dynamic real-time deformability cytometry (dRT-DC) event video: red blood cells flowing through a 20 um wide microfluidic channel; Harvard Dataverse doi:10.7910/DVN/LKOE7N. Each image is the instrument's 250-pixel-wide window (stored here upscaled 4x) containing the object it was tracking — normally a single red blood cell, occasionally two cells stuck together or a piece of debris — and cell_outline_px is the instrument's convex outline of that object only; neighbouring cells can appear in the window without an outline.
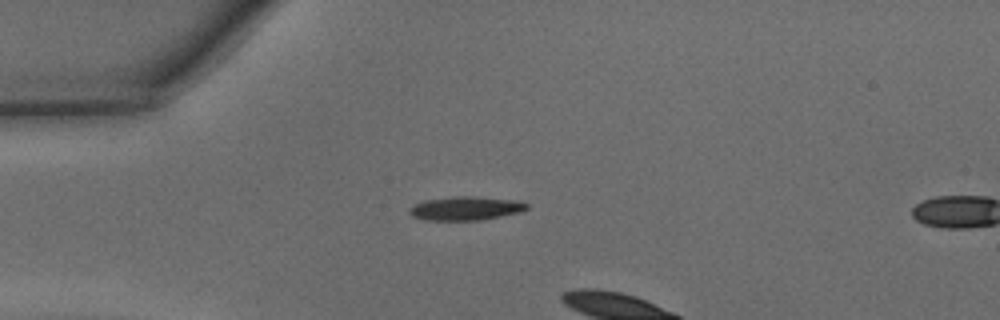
{"species": "common noctule bat (a hibernating species)", "species_latin": "Nyctalus noctula", "temperature_condition": "warm", "stored_images_in_passage": 3, "camera_frame_rate_fps": 3000, "um_per_image_px": 0.085, "animal": {"sex": "male", "body_mass_g": 15.6}, "frame": {"image": 1, "passage_image": 1, "time_ms": 0.0, "image_size_px": [1000, 320], "cell_outline_px": [[528, 208], [520, 212], [480, 220], [424, 220], [412, 216], [408, 212], [408, 208], [424, 200], [452, 196], [476, 196], [516, 200], [528, 204]], "centroid_in_image_um": [39.55, 17.7], "position_along_channel_um": 45.4, "area_um2": 16.3}}